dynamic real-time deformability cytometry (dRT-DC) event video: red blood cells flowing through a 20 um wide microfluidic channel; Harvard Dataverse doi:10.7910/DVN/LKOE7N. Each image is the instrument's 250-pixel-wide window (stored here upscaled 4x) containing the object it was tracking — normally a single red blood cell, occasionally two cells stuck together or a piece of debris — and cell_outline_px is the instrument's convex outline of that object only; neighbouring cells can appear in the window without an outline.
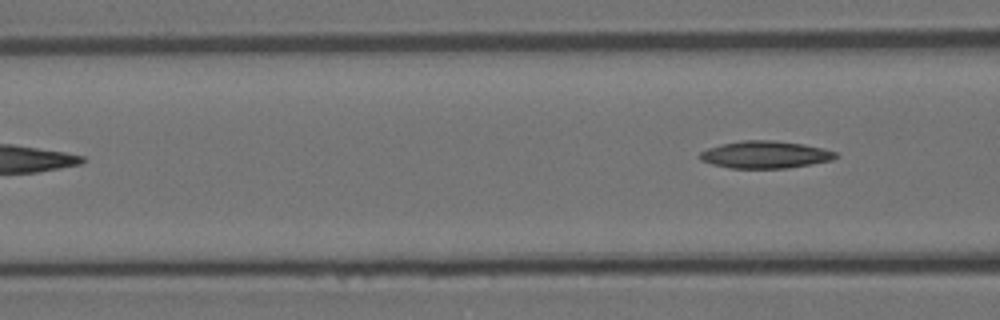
{"species": "Egyptian fruit bat (a non-hibernating species)", "species_latin": "Rousettus aegyptiacus", "temperature_condition": "room temperature", "stored_images_in_passage": 4, "camera_frame_rate_fps": 3000, "um_per_image_px": 0.085, "animal": {"sex": "female"}, "frame": {"image": 1, "passage_image": 4, "time_ms": 1.0, "image_size_px": [1000, 320], "cell_outline_px": [[840, 156], [832, 160], [812, 164], [788, 168], [728, 168], [712, 164], [700, 160], [700, 152], [708, 148], [720, 144], [744, 140], [772, 140], [804, 144], [824, 148], [836, 152]], "centroid_in_image_um": [65.07, 13.14], "position_along_channel_um": 101.5, "area_um2": 21.73}}